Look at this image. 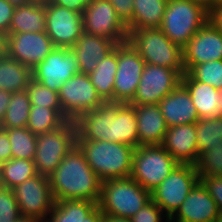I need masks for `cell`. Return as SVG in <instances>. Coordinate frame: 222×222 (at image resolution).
I'll return each instance as SVG.
<instances>
[{
  "instance_id": "cell-1",
  "label": "cell",
  "mask_w": 222,
  "mask_h": 222,
  "mask_svg": "<svg viewBox=\"0 0 222 222\" xmlns=\"http://www.w3.org/2000/svg\"><path fill=\"white\" fill-rule=\"evenodd\" d=\"M77 140H104L139 146L134 106L118 101H103L96 109L75 120Z\"/></svg>"
},
{
  "instance_id": "cell-2",
  "label": "cell",
  "mask_w": 222,
  "mask_h": 222,
  "mask_svg": "<svg viewBox=\"0 0 222 222\" xmlns=\"http://www.w3.org/2000/svg\"><path fill=\"white\" fill-rule=\"evenodd\" d=\"M49 182L55 201H99L102 181L77 145L49 175Z\"/></svg>"
},
{
  "instance_id": "cell-3",
  "label": "cell",
  "mask_w": 222,
  "mask_h": 222,
  "mask_svg": "<svg viewBox=\"0 0 222 222\" xmlns=\"http://www.w3.org/2000/svg\"><path fill=\"white\" fill-rule=\"evenodd\" d=\"M77 146L101 181L130 177L134 147L104 140H77Z\"/></svg>"
},
{
  "instance_id": "cell-4",
  "label": "cell",
  "mask_w": 222,
  "mask_h": 222,
  "mask_svg": "<svg viewBox=\"0 0 222 222\" xmlns=\"http://www.w3.org/2000/svg\"><path fill=\"white\" fill-rule=\"evenodd\" d=\"M151 200V192L133 178H117L101 182L97 206L103 214L131 218Z\"/></svg>"
},
{
  "instance_id": "cell-5",
  "label": "cell",
  "mask_w": 222,
  "mask_h": 222,
  "mask_svg": "<svg viewBox=\"0 0 222 222\" xmlns=\"http://www.w3.org/2000/svg\"><path fill=\"white\" fill-rule=\"evenodd\" d=\"M127 41L140 54L145 64H154L185 73L183 48L170 41L160 28L128 31Z\"/></svg>"
},
{
  "instance_id": "cell-6",
  "label": "cell",
  "mask_w": 222,
  "mask_h": 222,
  "mask_svg": "<svg viewBox=\"0 0 222 222\" xmlns=\"http://www.w3.org/2000/svg\"><path fill=\"white\" fill-rule=\"evenodd\" d=\"M209 10L193 0H168L160 25L164 35L182 48L208 21Z\"/></svg>"
},
{
  "instance_id": "cell-7",
  "label": "cell",
  "mask_w": 222,
  "mask_h": 222,
  "mask_svg": "<svg viewBox=\"0 0 222 222\" xmlns=\"http://www.w3.org/2000/svg\"><path fill=\"white\" fill-rule=\"evenodd\" d=\"M76 145L77 128L74 120H67L59 128L38 135L33 159L37 174L49 176Z\"/></svg>"
},
{
  "instance_id": "cell-8",
  "label": "cell",
  "mask_w": 222,
  "mask_h": 222,
  "mask_svg": "<svg viewBox=\"0 0 222 222\" xmlns=\"http://www.w3.org/2000/svg\"><path fill=\"white\" fill-rule=\"evenodd\" d=\"M179 163L162 145L135 148L130 177L152 192Z\"/></svg>"
},
{
  "instance_id": "cell-9",
  "label": "cell",
  "mask_w": 222,
  "mask_h": 222,
  "mask_svg": "<svg viewBox=\"0 0 222 222\" xmlns=\"http://www.w3.org/2000/svg\"><path fill=\"white\" fill-rule=\"evenodd\" d=\"M198 181L195 165L178 164L151 192V198L170 219Z\"/></svg>"
},
{
  "instance_id": "cell-10",
  "label": "cell",
  "mask_w": 222,
  "mask_h": 222,
  "mask_svg": "<svg viewBox=\"0 0 222 222\" xmlns=\"http://www.w3.org/2000/svg\"><path fill=\"white\" fill-rule=\"evenodd\" d=\"M181 77L176 69L145 64L137 91L129 104H158L181 83Z\"/></svg>"
},
{
  "instance_id": "cell-11",
  "label": "cell",
  "mask_w": 222,
  "mask_h": 222,
  "mask_svg": "<svg viewBox=\"0 0 222 222\" xmlns=\"http://www.w3.org/2000/svg\"><path fill=\"white\" fill-rule=\"evenodd\" d=\"M59 99L64 116L74 121L82 113L96 109L103 102L88 74L83 73H77L63 83Z\"/></svg>"
},
{
  "instance_id": "cell-12",
  "label": "cell",
  "mask_w": 222,
  "mask_h": 222,
  "mask_svg": "<svg viewBox=\"0 0 222 222\" xmlns=\"http://www.w3.org/2000/svg\"><path fill=\"white\" fill-rule=\"evenodd\" d=\"M145 61L128 41L117 44L114 101L130 103L137 91Z\"/></svg>"
},
{
  "instance_id": "cell-13",
  "label": "cell",
  "mask_w": 222,
  "mask_h": 222,
  "mask_svg": "<svg viewBox=\"0 0 222 222\" xmlns=\"http://www.w3.org/2000/svg\"><path fill=\"white\" fill-rule=\"evenodd\" d=\"M82 20L87 34L106 37L117 44L127 41V27L107 0H92L82 12Z\"/></svg>"
},
{
  "instance_id": "cell-14",
  "label": "cell",
  "mask_w": 222,
  "mask_h": 222,
  "mask_svg": "<svg viewBox=\"0 0 222 222\" xmlns=\"http://www.w3.org/2000/svg\"><path fill=\"white\" fill-rule=\"evenodd\" d=\"M20 214L41 220L52 211L55 200L49 176L37 174L12 189Z\"/></svg>"
},
{
  "instance_id": "cell-15",
  "label": "cell",
  "mask_w": 222,
  "mask_h": 222,
  "mask_svg": "<svg viewBox=\"0 0 222 222\" xmlns=\"http://www.w3.org/2000/svg\"><path fill=\"white\" fill-rule=\"evenodd\" d=\"M79 73L75 53L71 48L54 47L45 59L32 69L33 79L59 92L63 83Z\"/></svg>"
},
{
  "instance_id": "cell-16",
  "label": "cell",
  "mask_w": 222,
  "mask_h": 222,
  "mask_svg": "<svg viewBox=\"0 0 222 222\" xmlns=\"http://www.w3.org/2000/svg\"><path fill=\"white\" fill-rule=\"evenodd\" d=\"M55 47L71 48L84 32L82 14L46 1V30Z\"/></svg>"
},
{
  "instance_id": "cell-17",
  "label": "cell",
  "mask_w": 222,
  "mask_h": 222,
  "mask_svg": "<svg viewBox=\"0 0 222 222\" xmlns=\"http://www.w3.org/2000/svg\"><path fill=\"white\" fill-rule=\"evenodd\" d=\"M46 32L8 33L7 55L34 69L54 49Z\"/></svg>"
},
{
  "instance_id": "cell-18",
  "label": "cell",
  "mask_w": 222,
  "mask_h": 222,
  "mask_svg": "<svg viewBox=\"0 0 222 222\" xmlns=\"http://www.w3.org/2000/svg\"><path fill=\"white\" fill-rule=\"evenodd\" d=\"M213 60H222V33L208 20L183 47L185 72Z\"/></svg>"
},
{
  "instance_id": "cell-19",
  "label": "cell",
  "mask_w": 222,
  "mask_h": 222,
  "mask_svg": "<svg viewBox=\"0 0 222 222\" xmlns=\"http://www.w3.org/2000/svg\"><path fill=\"white\" fill-rule=\"evenodd\" d=\"M218 214L217 203L199 180L170 219L174 222H216Z\"/></svg>"
},
{
  "instance_id": "cell-20",
  "label": "cell",
  "mask_w": 222,
  "mask_h": 222,
  "mask_svg": "<svg viewBox=\"0 0 222 222\" xmlns=\"http://www.w3.org/2000/svg\"><path fill=\"white\" fill-rule=\"evenodd\" d=\"M158 106L168 127L196 124L200 120L189 90L182 82Z\"/></svg>"
},
{
  "instance_id": "cell-21",
  "label": "cell",
  "mask_w": 222,
  "mask_h": 222,
  "mask_svg": "<svg viewBox=\"0 0 222 222\" xmlns=\"http://www.w3.org/2000/svg\"><path fill=\"white\" fill-rule=\"evenodd\" d=\"M161 145L179 164L195 165L198 159L196 124L168 127Z\"/></svg>"
},
{
  "instance_id": "cell-22",
  "label": "cell",
  "mask_w": 222,
  "mask_h": 222,
  "mask_svg": "<svg viewBox=\"0 0 222 222\" xmlns=\"http://www.w3.org/2000/svg\"><path fill=\"white\" fill-rule=\"evenodd\" d=\"M117 45L111 39L85 32L71 47L76 55L79 73L89 74L94 71L98 62L105 58Z\"/></svg>"
},
{
  "instance_id": "cell-23",
  "label": "cell",
  "mask_w": 222,
  "mask_h": 222,
  "mask_svg": "<svg viewBox=\"0 0 222 222\" xmlns=\"http://www.w3.org/2000/svg\"><path fill=\"white\" fill-rule=\"evenodd\" d=\"M136 112L139 146L161 145L168 125L158 104L132 105Z\"/></svg>"
},
{
  "instance_id": "cell-24",
  "label": "cell",
  "mask_w": 222,
  "mask_h": 222,
  "mask_svg": "<svg viewBox=\"0 0 222 222\" xmlns=\"http://www.w3.org/2000/svg\"><path fill=\"white\" fill-rule=\"evenodd\" d=\"M181 82L189 90L200 119L222 117L219 90L211 85L194 80L187 72L182 75Z\"/></svg>"
},
{
  "instance_id": "cell-25",
  "label": "cell",
  "mask_w": 222,
  "mask_h": 222,
  "mask_svg": "<svg viewBox=\"0 0 222 222\" xmlns=\"http://www.w3.org/2000/svg\"><path fill=\"white\" fill-rule=\"evenodd\" d=\"M46 1L34 0L15 8L8 33L45 32Z\"/></svg>"
},
{
  "instance_id": "cell-26",
  "label": "cell",
  "mask_w": 222,
  "mask_h": 222,
  "mask_svg": "<svg viewBox=\"0 0 222 222\" xmlns=\"http://www.w3.org/2000/svg\"><path fill=\"white\" fill-rule=\"evenodd\" d=\"M117 72V45L101 61L94 71L88 74L91 83L103 101H114V82Z\"/></svg>"
},
{
  "instance_id": "cell-27",
  "label": "cell",
  "mask_w": 222,
  "mask_h": 222,
  "mask_svg": "<svg viewBox=\"0 0 222 222\" xmlns=\"http://www.w3.org/2000/svg\"><path fill=\"white\" fill-rule=\"evenodd\" d=\"M32 79L31 68L8 55L0 58V90L12 93L25 90Z\"/></svg>"
},
{
  "instance_id": "cell-28",
  "label": "cell",
  "mask_w": 222,
  "mask_h": 222,
  "mask_svg": "<svg viewBox=\"0 0 222 222\" xmlns=\"http://www.w3.org/2000/svg\"><path fill=\"white\" fill-rule=\"evenodd\" d=\"M133 22L128 31L142 28H159L168 0H133Z\"/></svg>"
},
{
  "instance_id": "cell-29",
  "label": "cell",
  "mask_w": 222,
  "mask_h": 222,
  "mask_svg": "<svg viewBox=\"0 0 222 222\" xmlns=\"http://www.w3.org/2000/svg\"><path fill=\"white\" fill-rule=\"evenodd\" d=\"M97 207L96 202L87 200L55 201L43 222H83Z\"/></svg>"
},
{
  "instance_id": "cell-30",
  "label": "cell",
  "mask_w": 222,
  "mask_h": 222,
  "mask_svg": "<svg viewBox=\"0 0 222 222\" xmlns=\"http://www.w3.org/2000/svg\"><path fill=\"white\" fill-rule=\"evenodd\" d=\"M67 120L62 108L31 106L27 128L38 136L59 128Z\"/></svg>"
},
{
  "instance_id": "cell-31",
  "label": "cell",
  "mask_w": 222,
  "mask_h": 222,
  "mask_svg": "<svg viewBox=\"0 0 222 222\" xmlns=\"http://www.w3.org/2000/svg\"><path fill=\"white\" fill-rule=\"evenodd\" d=\"M37 175L33 160L11 158L5 161L0 172V186L14 189L25 180Z\"/></svg>"
},
{
  "instance_id": "cell-32",
  "label": "cell",
  "mask_w": 222,
  "mask_h": 222,
  "mask_svg": "<svg viewBox=\"0 0 222 222\" xmlns=\"http://www.w3.org/2000/svg\"><path fill=\"white\" fill-rule=\"evenodd\" d=\"M31 102L27 89L13 92L6 110L5 117L0 123L1 128H23L27 127Z\"/></svg>"
},
{
  "instance_id": "cell-33",
  "label": "cell",
  "mask_w": 222,
  "mask_h": 222,
  "mask_svg": "<svg viewBox=\"0 0 222 222\" xmlns=\"http://www.w3.org/2000/svg\"><path fill=\"white\" fill-rule=\"evenodd\" d=\"M7 131L11 145V158L33 160L37 144V136L27 127L3 128Z\"/></svg>"
},
{
  "instance_id": "cell-34",
  "label": "cell",
  "mask_w": 222,
  "mask_h": 222,
  "mask_svg": "<svg viewBox=\"0 0 222 222\" xmlns=\"http://www.w3.org/2000/svg\"><path fill=\"white\" fill-rule=\"evenodd\" d=\"M198 156L222 142V117L202 118L196 123Z\"/></svg>"
},
{
  "instance_id": "cell-35",
  "label": "cell",
  "mask_w": 222,
  "mask_h": 222,
  "mask_svg": "<svg viewBox=\"0 0 222 222\" xmlns=\"http://www.w3.org/2000/svg\"><path fill=\"white\" fill-rule=\"evenodd\" d=\"M195 169L199 180L208 175L222 176V142L199 154Z\"/></svg>"
},
{
  "instance_id": "cell-36",
  "label": "cell",
  "mask_w": 222,
  "mask_h": 222,
  "mask_svg": "<svg viewBox=\"0 0 222 222\" xmlns=\"http://www.w3.org/2000/svg\"><path fill=\"white\" fill-rule=\"evenodd\" d=\"M194 80L222 90V60L195 65L187 72Z\"/></svg>"
},
{
  "instance_id": "cell-37",
  "label": "cell",
  "mask_w": 222,
  "mask_h": 222,
  "mask_svg": "<svg viewBox=\"0 0 222 222\" xmlns=\"http://www.w3.org/2000/svg\"><path fill=\"white\" fill-rule=\"evenodd\" d=\"M27 93L31 106L62 108L59 99V92L49 89L34 79L30 81L27 87Z\"/></svg>"
},
{
  "instance_id": "cell-38",
  "label": "cell",
  "mask_w": 222,
  "mask_h": 222,
  "mask_svg": "<svg viewBox=\"0 0 222 222\" xmlns=\"http://www.w3.org/2000/svg\"><path fill=\"white\" fill-rule=\"evenodd\" d=\"M20 215L13 190L0 186V222H14Z\"/></svg>"
},
{
  "instance_id": "cell-39",
  "label": "cell",
  "mask_w": 222,
  "mask_h": 222,
  "mask_svg": "<svg viewBox=\"0 0 222 222\" xmlns=\"http://www.w3.org/2000/svg\"><path fill=\"white\" fill-rule=\"evenodd\" d=\"M163 213V210L151 200L132 216L130 220L131 222H166L168 218ZM164 217L166 218L164 219Z\"/></svg>"
},
{
  "instance_id": "cell-40",
  "label": "cell",
  "mask_w": 222,
  "mask_h": 222,
  "mask_svg": "<svg viewBox=\"0 0 222 222\" xmlns=\"http://www.w3.org/2000/svg\"><path fill=\"white\" fill-rule=\"evenodd\" d=\"M200 181L217 203L219 211H222V176L208 175L201 178Z\"/></svg>"
},
{
  "instance_id": "cell-41",
  "label": "cell",
  "mask_w": 222,
  "mask_h": 222,
  "mask_svg": "<svg viewBox=\"0 0 222 222\" xmlns=\"http://www.w3.org/2000/svg\"><path fill=\"white\" fill-rule=\"evenodd\" d=\"M113 5L118 18L128 28L133 22V0H107Z\"/></svg>"
},
{
  "instance_id": "cell-42",
  "label": "cell",
  "mask_w": 222,
  "mask_h": 222,
  "mask_svg": "<svg viewBox=\"0 0 222 222\" xmlns=\"http://www.w3.org/2000/svg\"><path fill=\"white\" fill-rule=\"evenodd\" d=\"M15 7L7 0H0V30L3 32L9 31V26L14 14Z\"/></svg>"
},
{
  "instance_id": "cell-43",
  "label": "cell",
  "mask_w": 222,
  "mask_h": 222,
  "mask_svg": "<svg viewBox=\"0 0 222 222\" xmlns=\"http://www.w3.org/2000/svg\"><path fill=\"white\" fill-rule=\"evenodd\" d=\"M11 159V145L7 131L0 127V172L5 161Z\"/></svg>"
},
{
  "instance_id": "cell-44",
  "label": "cell",
  "mask_w": 222,
  "mask_h": 222,
  "mask_svg": "<svg viewBox=\"0 0 222 222\" xmlns=\"http://www.w3.org/2000/svg\"><path fill=\"white\" fill-rule=\"evenodd\" d=\"M52 4L67 7L69 10L82 14L92 0H49Z\"/></svg>"
},
{
  "instance_id": "cell-45",
  "label": "cell",
  "mask_w": 222,
  "mask_h": 222,
  "mask_svg": "<svg viewBox=\"0 0 222 222\" xmlns=\"http://www.w3.org/2000/svg\"><path fill=\"white\" fill-rule=\"evenodd\" d=\"M210 23L222 33V0L209 9Z\"/></svg>"
},
{
  "instance_id": "cell-46",
  "label": "cell",
  "mask_w": 222,
  "mask_h": 222,
  "mask_svg": "<svg viewBox=\"0 0 222 222\" xmlns=\"http://www.w3.org/2000/svg\"><path fill=\"white\" fill-rule=\"evenodd\" d=\"M12 92L0 90V123L5 117L6 110L8 109L9 102L11 100Z\"/></svg>"
},
{
  "instance_id": "cell-47",
  "label": "cell",
  "mask_w": 222,
  "mask_h": 222,
  "mask_svg": "<svg viewBox=\"0 0 222 222\" xmlns=\"http://www.w3.org/2000/svg\"><path fill=\"white\" fill-rule=\"evenodd\" d=\"M8 33L0 30V58L7 55Z\"/></svg>"
},
{
  "instance_id": "cell-48",
  "label": "cell",
  "mask_w": 222,
  "mask_h": 222,
  "mask_svg": "<svg viewBox=\"0 0 222 222\" xmlns=\"http://www.w3.org/2000/svg\"><path fill=\"white\" fill-rule=\"evenodd\" d=\"M101 222H131V220L130 218L118 217L102 213Z\"/></svg>"
},
{
  "instance_id": "cell-49",
  "label": "cell",
  "mask_w": 222,
  "mask_h": 222,
  "mask_svg": "<svg viewBox=\"0 0 222 222\" xmlns=\"http://www.w3.org/2000/svg\"><path fill=\"white\" fill-rule=\"evenodd\" d=\"M102 211L97 207L83 222H101Z\"/></svg>"
},
{
  "instance_id": "cell-50",
  "label": "cell",
  "mask_w": 222,
  "mask_h": 222,
  "mask_svg": "<svg viewBox=\"0 0 222 222\" xmlns=\"http://www.w3.org/2000/svg\"><path fill=\"white\" fill-rule=\"evenodd\" d=\"M14 222H43V220L21 214Z\"/></svg>"
},
{
  "instance_id": "cell-51",
  "label": "cell",
  "mask_w": 222,
  "mask_h": 222,
  "mask_svg": "<svg viewBox=\"0 0 222 222\" xmlns=\"http://www.w3.org/2000/svg\"><path fill=\"white\" fill-rule=\"evenodd\" d=\"M201 5L205 6L208 10L212 7H214L219 1L218 0H193Z\"/></svg>"
},
{
  "instance_id": "cell-52",
  "label": "cell",
  "mask_w": 222,
  "mask_h": 222,
  "mask_svg": "<svg viewBox=\"0 0 222 222\" xmlns=\"http://www.w3.org/2000/svg\"><path fill=\"white\" fill-rule=\"evenodd\" d=\"M11 5H13L15 8L27 5L31 3L34 0H7Z\"/></svg>"
},
{
  "instance_id": "cell-53",
  "label": "cell",
  "mask_w": 222,
  "mask_h": 222,
  "mask_svg": "<svg viewBox=\"0 0 222 222\" xmlns=\"http://www.w3.org/2000/svg\"><path fill=\"white\" fill-rule=\"evenodd\" d=\"M216 222H222V211H219Z\"/></svg>"
},
{
  "instance_id": "cell-54",
  "label": "cell",
  "mask_w": 222,
  "mask_h": 222,
  "mask_svg": "<svg viewBox=\"0 0 222 222\" xmlns=\"http://www.w3.org/2000/svg\"><path fill=\"white\" fill-rule=\"evenodd\" d=\"M219 94H220V99H219L220 100V106L222 107V90H219Z\"/></svg>"
},
{
  "instance_id": "cell-55",
  "label": "cell",
  "mask_w": 222,
  "mask_h": 222,
  "mask_svg": "<svg viewBox=\"0 0 222 222\" xmlns=\"http://www.w3.org/2000/svg\"><path fill=\"white\" fill-rule=\"evenodd\" d=\"M166 222H174L173 220H171V219H168Z\"/></svg>"
}]
</instances>
